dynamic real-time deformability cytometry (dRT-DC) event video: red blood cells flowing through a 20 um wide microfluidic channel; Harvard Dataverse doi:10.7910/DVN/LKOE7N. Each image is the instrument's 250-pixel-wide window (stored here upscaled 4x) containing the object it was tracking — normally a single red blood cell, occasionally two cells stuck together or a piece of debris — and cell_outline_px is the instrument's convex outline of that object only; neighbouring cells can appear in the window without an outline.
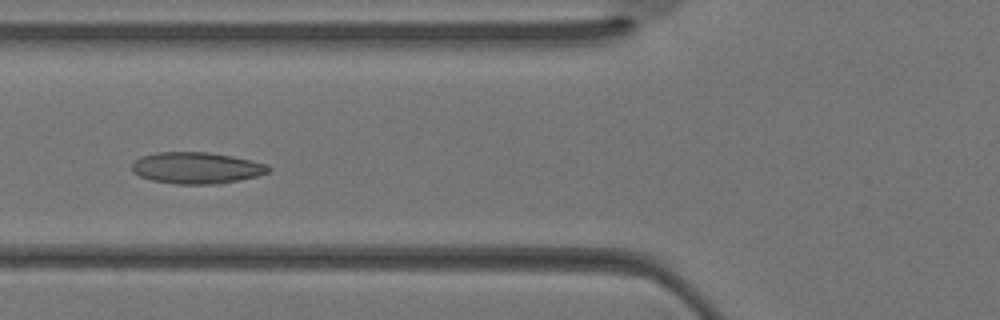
{"species": "Egyptian fruit bat (a non-hibernating species)", "species_latin": "Rousettus aegyptiacus", "temperature_condition": "warm", "stored_images_in_passage": 35, "camera_frame_rate_fps": 3000, "um_per_image_px": 0.085, "animal": {"sex": "female"}, "frame": {"image": 1, "passage_image": 13, "time_ms": 4.0, "image_size_px": [1000, 320], "cell_outline_px": [[272, 168], [268, 172], [256, 176], [220, 184], [176, 184], [152, 180], [140, 176], [132, 172], [132, 164], [140, 156], [156, 152], [208, 152], [232, 156], [252, 160], [268, 164]], "centroid_in_image_um": [16.71, 14.27], "position_along_channel_um": 109.1, "area_um2": 25.14}}
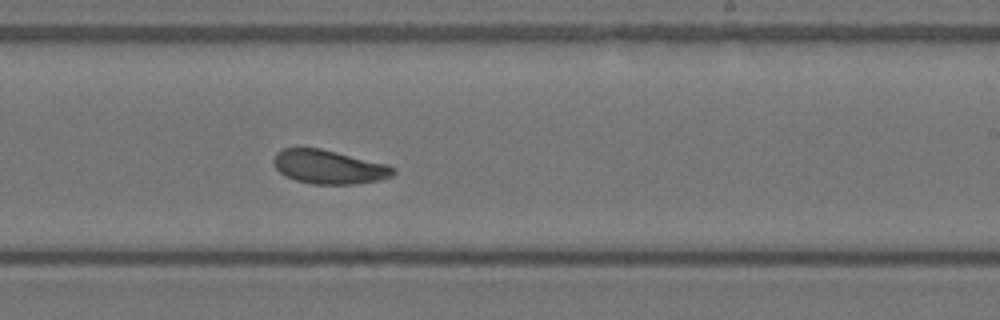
{"frame": {"image": 2, "passage_image": 21, "time_ms": 6.667, "image_size_px": [1000, 320], "cell_outline_px": [[396, 172], [392, 176], [380, 180], [352, 184], [312, 184], [296, 180], [284, 176], [272, 164], [272, 160], [276, 152], [284, 148], [320, 148], [388, 164], [396, 168]], "centroid_in_image_um": [27.95, 14.19], "position_along_channel_um": 261.1, "area_um2": 23.76}}
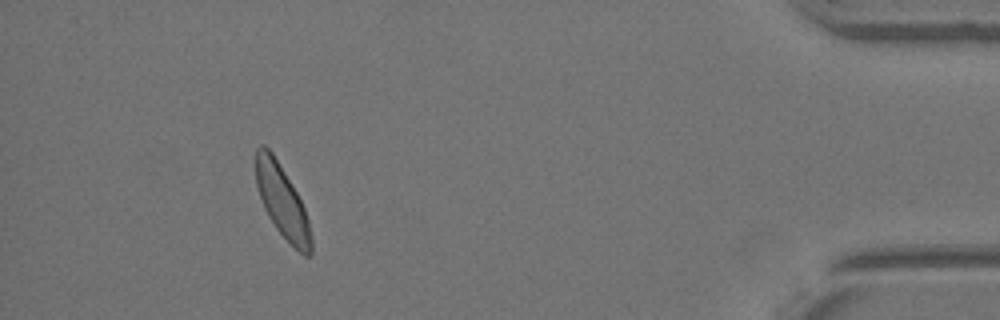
{"frame": {"image": 3, "passage_image": 32, "time_ms": 10.333, "image_size_px": [1000, 320], "cell_outline_px": [[312, 256], [304, 256], [276, 228], [268, 216], [264, 208], [256, 184], [256, 148], [260, 144], [264, 144], [272, 152], [296, 192], [304, 208], [308, 220], [312, 240]], "centroid_in_image_um": [23.98, 17.12], "position_along_channel_um": 411.2, "area_um2": 22.89}}